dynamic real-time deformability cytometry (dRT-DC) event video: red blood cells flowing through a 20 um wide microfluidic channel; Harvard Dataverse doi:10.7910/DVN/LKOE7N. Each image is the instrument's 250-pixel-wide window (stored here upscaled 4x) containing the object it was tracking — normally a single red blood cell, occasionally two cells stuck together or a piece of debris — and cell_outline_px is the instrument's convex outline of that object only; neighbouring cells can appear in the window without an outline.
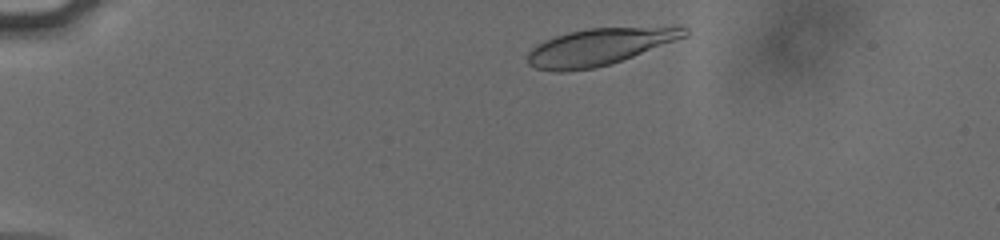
{"species": "human", "species_latin": "Homo sapiens", "temperature_condition": "cold", "stored_images_in_passage": 46, "camera_frame_rate_fps": 3000, "um_per_image_px": 0.085, "donor": {"sex": "male"}, "frame": {"image": 1, "passage_image": 3, "time_ms": 0.667, "image_size_px": [1000, 240], "cell_outline_px": [[688, 36], [632, 56], [596, 68], [564, 72], [556, 72], [536, 68], [528, 64], [528, 52], [536, 44], [544, 40], [568, 32], [588, 28], [680, 24], [688, 28]], "centroid_in_image_um": [51.03, 3.93], "position_along_channel_um": 34.0, "area_um2": 34.45}}
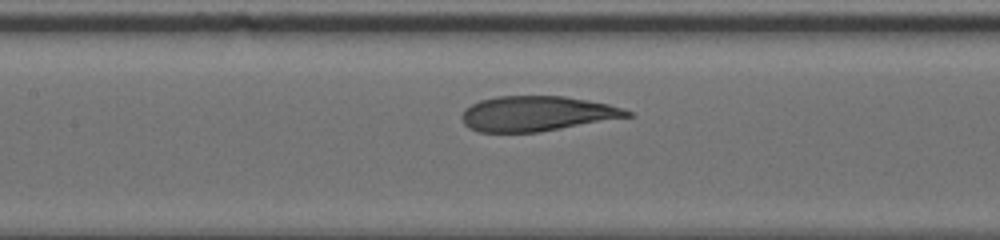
{"frame": {"image": 2, "passage_image": 19, "time_ms": 6.0, "image_size_px": [1000, 240], "cell_outline_px": [[636, 116], [536, 132], [480, 132], [468, 128], [464, 124], [460, 116], [464, 108], [480, 100], [496, 96], [564, 96], [588, 100], [608, 104], [624, 108], [632, 112]], "centroid_in_image_um": [45.64, 9.65], "position_along_channel_um": 161.8, "area_um2": 33.99}}
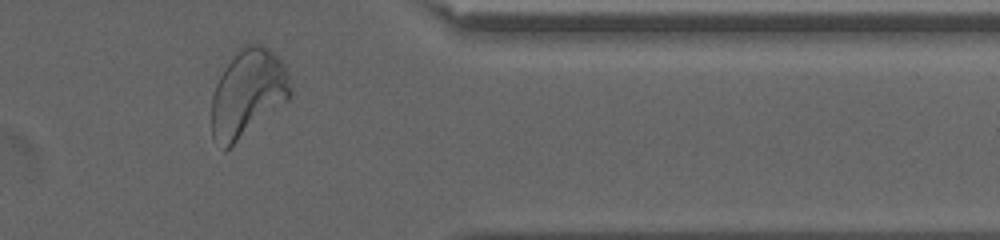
{"frame": {"image": 3, "passage_image": 38, "time_ms": 12.333, "image_size_px": [1000, 240], "cell_outline_px": [[292, 96], [288, 100], [224, 152], [212, 136], [212, 96], [216, 84], [220, 76], [228, 64], [240, 48], [244, 44], [260, 44], [268, 48], [284, 64], [288, 72], [292, 88]], "centroid_in_image_um": [21.08, 7.93], "position_along_channel_um": 390.3, "area_um2": 39.94}, "authors_computed_cell_mechanics": {"area_um2": 35.1135, "velocity_mm_per_s": 3.7798, "shape_relaxation_time_tau1_ms": 5.2907, "shape_relaxation_time_tau2_ms": 1.0608, "deformation_change_tau1": 0.1701, "deformation_change_tau2": 0.0695}}